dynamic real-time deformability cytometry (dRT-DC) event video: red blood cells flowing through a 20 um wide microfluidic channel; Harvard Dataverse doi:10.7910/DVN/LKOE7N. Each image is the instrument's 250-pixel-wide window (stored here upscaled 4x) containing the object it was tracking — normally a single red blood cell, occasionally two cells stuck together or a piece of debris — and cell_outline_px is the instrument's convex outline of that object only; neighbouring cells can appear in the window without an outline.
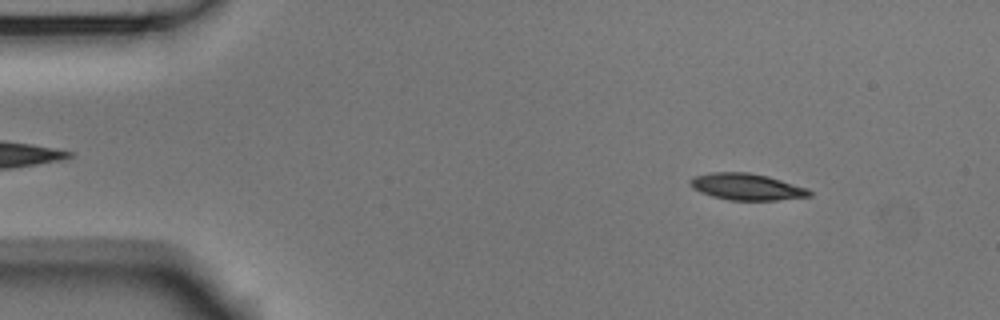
{"species": "Egyptian fruit bat (a non-hibernating species)", "species_latin": "Rousettus aegyptiacus", "temperature_condition": "room temperature", "stored_images_in_passage": 53, "camera_frame_rate_fps": 3000, "um_per_image_px": 0.085, "animal": {"sex": "male"}, "frame": {"image": 1, "passage_image": 6, "time_ms": 1.667, "image_size_px": [1000, 320], "cell_outline_px": [[812, 196], [776, 200], [728, 200], [712, 196], [700, 192], [692, 188], [688, 184], [688, 180], [696, 176], [712, 172], [748, 172], [768, 176], [808, 188], [812, 192]], "centroid_in_image_um": [63.46, 15.87], "position_along_channel_um": 21.5, "area_um2": 18.55}}
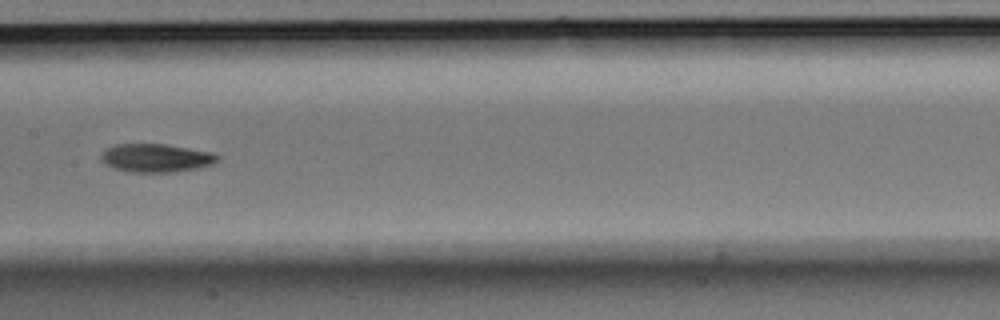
{"frame": {"image": 2, "passage_image": 26, "time_ms": 8.333, "image_size_px": [1000, 320], "cell_outline_px": [[220, 156], [212, 164], [200, 168], [176, 172], [132, 172], [116, 168], [108, 164], [100, 156], [108, 148], [116, 144], [164, 144], [212, 152]], "centroid_in_image_um": [13.33, 13.43], "position_along_channel_um": 194.1, "area_um2": 18.9}}
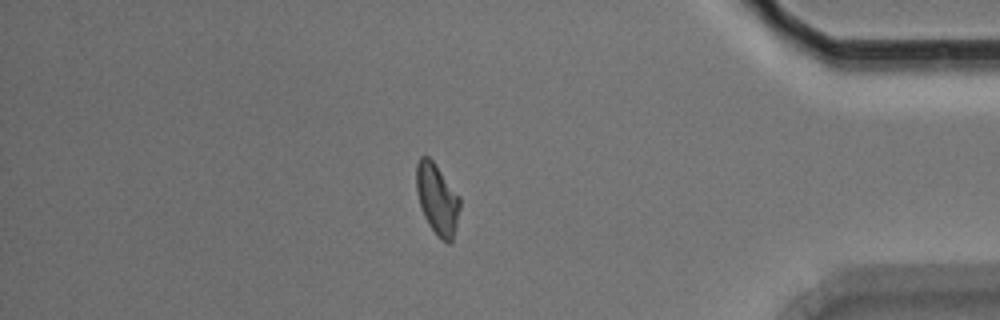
{"frame": {"image": 3, "passage_image": 45, "time_ms": 14.667, "image_size_px": [1000, 320], "cell_outline_px": [[460, 208], [452, 240], [448, 244], [436, 236], [428, 224], [424, 216], [416, 192], [416, 164], [420, 156], [428, 156], [432, 160], [460, 196]], "centroid_in_image_um": [37.15, 16.92], "position_along_channel_um": 398.1, "area_um2": 17.98}, "authors_computed_cell_mechanics": {"area_um2": 18.3226, "velocity_mm_per_s": 3.758, "shape_relaxation_time_tau1_ms": 2.9052, "shape_relaxation_time_tau2_ms": null, "deformation_change_tau1": 0.1365, "deformation_change_tau2": null}}